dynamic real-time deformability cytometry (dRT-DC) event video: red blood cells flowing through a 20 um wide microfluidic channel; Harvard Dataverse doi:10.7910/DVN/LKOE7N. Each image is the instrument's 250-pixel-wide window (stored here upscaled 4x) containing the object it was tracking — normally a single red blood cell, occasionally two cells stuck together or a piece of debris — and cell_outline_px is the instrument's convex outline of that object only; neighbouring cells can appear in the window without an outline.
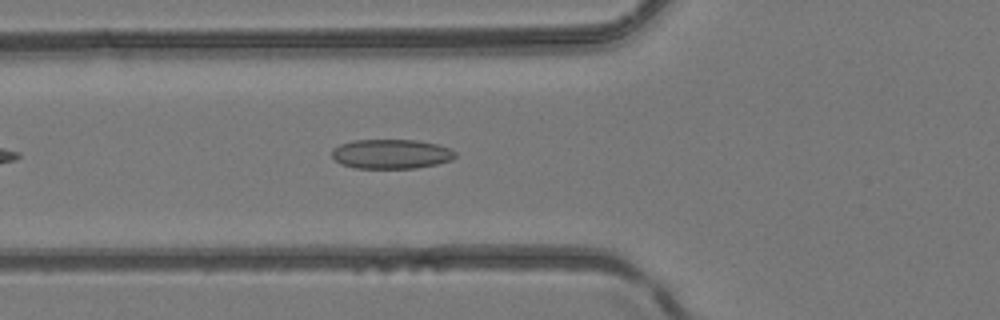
{"species": "common noctule bat (a hibernating species)", "species_latin": "Nyctalus noctula", "temperature_condition": "room temperature", "stored_images_in_passage": 9, "camera_frame_rate_fps": 3000, "um_per_image_px": 0.085, "animal": {"sex": "female", "body_mass_g": 24.6, "forearm_length_mm": 56.2}, "frame": {"image": 1, "passage_image": 6, "time_ms": 1.667, "image_size_px": [1000, 320], "cell_outline_px": [[456, 156], [452, 160], [436, 164], [416, 168], [356, 168], [340, 164], [332, 156], [332, 148], [340, 144], [352, 140], [416, 140], [436, 144], [448, 148], [456, 152]], "centroid_in_image_um": [33.23, 13.09], "position_along_channel_um": 92.6, "area_um2": 21.21}}